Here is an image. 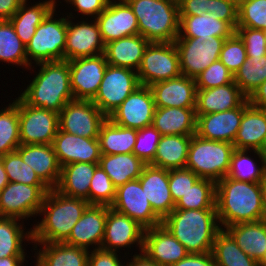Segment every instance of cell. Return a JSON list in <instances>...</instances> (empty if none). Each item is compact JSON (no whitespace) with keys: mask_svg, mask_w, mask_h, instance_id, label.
<instances>
[{"mask_svg":"<svg viewBox=\"0 0 266 266\" xmlns=\"http://www.w3.org/2000/svg\"><path fill=\"white\" fill-rule=\"evenodd\" d=\"M155 108L150 87L141 85L108 118L119 126L139 130L152 125Z\"/></svg>","mask_w":266,"mask_h":266,"instance_id":"e0dca14e","label":"cell"},{"mask_svg":"<svg viewBox=\"0 0 266 266\" xmlns=\"http://www.w3.org/2000/svg\"><path fill=\"white\" fill-rule=\"evenodd\" d=\"M52 10L37 27L34 35L26 46L28 63L64 60L66 46L67 17H57ZM32 60L34 62H32Z\"/></svg>","mask_w":266,"mask_h":266,"instance_id":"52a82bcc","label":"cell"},{"mask_svg":"<svg viewBox=\"0 0 266 266\" xmlns=\"http://www.w3.org/2000/svg\"><path fill=\"white\" fill-rule=\"evenodd\" d=\"M237 27L266 29V0H238Z\"/></svg>","mask_w":266,"mask_h":266,"instance_id":"7dc6e473","label":"cell"},{"mask_svg":"<svg viewBox=\"0 0 266 266\" xmlns=\"http://www.w3.org/2000/svg\"><path fill=\"white\" fill-rule=\"evenodd\" d=\"M25 257H4L0 258V266H24Z\"/></svg>","mask_w":266,"mask_h":266,"instance_id":"e7e4bbea","label":"cell"},{"mask_svg":"<svg viewBox=\"0 0 266 266\" xmlns=\"http://www.w3.org/2000/svg\"><path fill=\"white\" fill-rule=\"evenodd\" d=\"M234 150L232 143L192 135L185 168L193 171L199 178L218 182L227 176Z\"/></svg>","mask_w":266,"mask_h":266,"instance_id":"8992f818","label":"cell"},{"mask_svg":"<svg viewBox=\"0 0 266 266\" xmlns=\"http://www.w3.org/2000/svg\"><path fill=\"white\" fill-rule=\"evenodd\" d=\"M98 163L75 162L61 167L60 178L54 188L62 195L84 199L89 203V187Z\"/></svg>","mask_w":266,"mask_h":266,"instance_id":"f546056e","label":"cell"},{"mask_svg":"<svg viewBox=\"0 0 266 266\" xmlns=\"http://www.w3.org/2000/svg\"><path fill=\"white\" fill-rule=\"evenodd\" d=\"M136 129L125 128L112 122L109 118L102 124L98 140L101 154H129L133 152L136 139Z\"/></svg>","mask_w":266,"mask_h":266,"instance_id":"74e56055","label":"cell"},{"mask_svg":"<svg viewBox=\"0 0 266 266\" xmlns=\"http://www.w3.org/2000/svg\"><path fill=\"white\" fill-rule=\"evenodd\" d=\"M98 165L107 173L117 188L130 180L138 179L146 164L134 153H121L102 154Z\"/></svg>","mask_w":266,"mask_h":266,"instance_id":"e575fe53","label":"cell"},{"mask_svg":"<svg viewBox=\"0 0 266 266\" xmlns=\"http://www.w3.org/2000/svg\"><path fill=\"white\" fill-rule=\"evenodd\" d=\"M197 89H209L234 82V74L220 61H214L196 78Z\"/></svg>","mask_w":266,"mask_h":266,"instance_id":"816d5d0a","label":"cell"},{"mask_svg":"<svg viewBox=\"0 0 266 266\" xmlns=\"http://www.w3.org/2000/svg\"><path fill=\"white\" fill-rule=\"evenodd\" d=\"M247 59L244 42L239 35L234 32L224 41L220 52L219 60L233 73L242 66Z\"/></svg>","mask_w":266,"mask_h":266,"instance_id":"f907efd6","label":"cell"},{"mask_svg":"<svg viewBox=\"0 0 266 266\" xmlns=\"http://www.w3.org/2000/svg\"><path fill=\"white\" fill-rule=\"evenodd\" d=\"M15 151L50 189L57 186L61 167L52 144H20Z\"/></svg>","mask_w":266,"mask_h":266,"instance_id":"484cf974","label":"cell"},{"mask_svg":"<svg viewBox=\"0 0 266 266\" xmlns=\"http://www.w3.org/2000/svg\"><path fill=\"white\" fill-rule=\"evenodd\" d=\"M137 74L143 86L179 77V55L174 42H150L144 51Z\"/></svg>","mask_w":266,"mask_h":266,"instance_id":"ba28073f","label":"cell"},{"mask_svg":"<svg viewBox=\"0 0 266 266\" xmlns=\"http://www.w3.org/2000/svg\"><path fill=\"white\" fill-rule=\"evenodd\" d=\"M266 81V55L247 57L234 74V82L248 98L254 90Z\"/></svg>","mask_w":266,"mask_h":266,"instance_id":"f6af8a7d","label":"cell"},{"mask_svg":"<svg viewBox=\"0 0 266 266\" xmlns=\"http://www.w3.org/2000/svg\"><path fill=\"white\" fill-rule=\"evenodd\" d=\"M137 17L139 34L149 42H174L179 35L177 0H125Z\"/></svg>","mask_w":266,"mask_h":266,"instance_id":"5b68a950","label":"cell"},{"mask_svg":"<svg viewBox=\"0 0 266 266\" xmlns=\"http://www.w3.org/2000/svg\"><path fill=\"white\" fill-rule=\"evenodd\" d=\"M1 158L9 182L24 183L26 185H46L16 151L7 153Z\"/></svg>","mask_w":266,"mask_h":266,"instance_id":"bcb514c9","label":"cell"},{"mask_svg":"<svg viewBox=\"0 0 266 266\" xmlns=\"http://www.w3.org/2000/svg\"><path fill=\"white\" fill-rule=\"evenodd\" d=\"M119 252L107 251L101 248L89 251L88 266H125L119 257ZM122 260V261H120Z\"/></svg>","mask_w":266,"mask_h":266,"instance_id":"9f6ffc18","label":"cell"},{"mask_svg":"<svg viewBox=\"0 0 266 266\" xmlns=\"http://www.w3.org/2000/svg\"><path fill=\"white\" fill-rule=\"evenodd\" d=\"M259 266H266V250L262 258L258 261Z\"/></svg>","mask_w":266,"mask_h":266,"instance_id":"a7ac6f4b","label":"cell"},{"mask_svg":"<svg viewBox=\"0 0 266 266\" xmlns=\"http://www.w3.org/2000/svg\"><path fill=\"white\" fill-rule=\"evenodd\" d=\"M0 110V157L20 146L18 98Z\"/></svg>","mask_w":266,"mask_h":266,"instance_id":"ee69618b","label":"cell"},{"mask_svg":"<svg viewBox=\"0 0 266 266\" xmlns=\"http://www.w3.org/2000/svg\"><path fill=\"white\" fill-rule=\"evenodd\" d=\"M109 0H73L70 5L75 12H79L82 17L87 16L95 19L108 5ZM84 15V16H83Z\"/></svg>","mask_w":266,"mask_h":266,"instance_id":"6f0895ef","label":"cell"},{"mask_svg":"<svg viewBox=\"0 0 266 266\" xmlns=\"http://www.w3.org/2000/svg\"><path fill=\"white\" fill-rule=\"evenodd\" d=\"M142 253L159 266H171L189 254L162 224L144 231Z\"/></svg>","mask_w":266,"mask_h":266,"instance_id":"7402d4cb","label":"cell"},{"mask_svg":"<svg viewBox=\"0 0 266 266\" xmlns=\"http://www.w3.org/2000/svg\"><path fill=\"white\" fill-rule=\"evenodd\" d=\"M235 32L244 42L247 57L266 55V37L263 30L236 27Z\"/></svg>","mask_w":266,"mask_h":266,"instance_id":"db71d44e","label":"cell"},{"mask_svg":"<svg viewBox=\"0 0 266 266\" xmlns=\"http://www.w3.org/2000/svg\"><path fill=\"white\" fill-rule=\"evenodd\" d=\"M261 184H262V188H263L264 206H265V210H266V173H265L264 179H263Z\"/></svg>","mask_w":266,"mask_h":266,"instance_id":"003e7915","label":"cell"},{"mask_svg":"<svg viewBox=\"0 0 266 266\" xmlns=\"http://www.w3.org/2000/svg\"><path fill=\"white\" fill-rule=\"evenodd\" d=\"M216 210L221 229L266 219L262 184L222 178L216 182Z\"/></svg>","mask_w":266,"mask_h":266,"instance_id":"6da1fadb","label":"cell"},{"mask_svg":"<svg viewBox=\"0 0 266 266\" xmlns=\"http://www.w3.org/2000/svg\"><path fill=\"white\" fill-rule=\"evenodd\" d=\"M95 20L104 44L139 34L137 17L125 0H109Z\"/></svg>","mask_w":266,"mask_h":266,"instance_id":"d6986e66","label":"cell"},{"mask_svg":"<svg viewBox=\"0 0 266 266\" xmlns=\"http://www.w3.org/2000/svg\"><path fill=\"white\" fill-rule=\"evenodd\" d=\"M192 135H161L151 165L163 169L185 168Z\"/></svg>","mask_w":266,"mask_h":266,"instance_id":"d590c367","label":"cell"},{"mask_svg":"<svg viewBox=\"0 0 266 266\" xmlns=\"http://www.w3.org/2000/svg\"><path fill=\"white\" fill-rule=\"evenodd\" d=\"M246 99L235 82L215 88L197 89L196 116L237 108Z\"/></svg>","mask_w":266,"mask_h":266,"instance_id":"83f0119b","label":"cell"},{"mask_svg":"<svg viewBox=\"0 0 266 266\" xmlns=\"http://www.w3.org/2000/svg\"><path fill=\"white\" fill-rule=\"evenodd\" d=\"M9 183L8 176L4 169L2 158L0 157V191Z\"/></svg>","mask_w":266,"mask_h":266,"instance_id":"03108f58","label":"cell"},{"mask_svg":"<svg viewBox=\"0 0 266 266\" xmlns=\"http://www.w3.org/2000/svg\"><path fill=\"white\" fill-rule=\"evenodd\" d=\"M225 38L208 36L198 38H176L181 75L196 78L214 61L219 60Z\"/></svg>","mask_w":266,"mask_h":266,"instance_id":"9c48e42d","label":"cell"},{"mask_svg":"<svg viewBox=\"0 0 266 266\" xmlns=\"http://www.w3.org/2000/svg\"><path fill=\"white\" fill-rule=\"evenodd\" d=\"M140 184L153 211L163 220L175 208L169 189V170L146 164Z\"/></svg>","mask_w":266,"mask_h":266,"instance_id":"cb8c5ba5","label":"cell"},{"mask_svg":"<svg viewBox=\"0 0 266 266\" xmlns=\"http://www.w3.org/2000/svg\"><path fill=\"white\" fill-rule=\"evenodd\" d=\"M262 152H263L264 157L266 158V145Z\"/></svg>","mask_w":266,"mask_h":266,"instance_id":"2644e50d","label":"cell"},{"mask_svg":"<svg viewBox=\"0 0 266 266\" xmlns=\"http://www.w3.org/2000/svg\"><path fill=\"white\" fill-rule=\"evenodd\" d=\"M130 258V262H128L125 266H159L153 260H150L145 254L140 252L139 254H135Z\"/></svg>","mask_w":266,"mask_h":266,"instance_id":"be15d7a7","label":"cell"},{"mask_svg":"<svg viewBox=\"0 0 266 266\" xmlns=\"http://www.w3.org/2000/svg\"><path fill=\"white\" fill-rule=\"evenodd\" d=\"M199 179V177L187 168L169 170V189L171 197L176 203Z\"/></svg>","mask_w":266,"mask_h":266,"instance_id":"f5cc1de1","label":"cell"},{"mask_svg":"<svg viewBox=\"0 0 266 266\" xmlns=\"http://www.w3.org/2000/svg\"><path fill=\"white\" fill-rule=\"evenodd\" d=\"M21 144H52L59 129V113L33 107L18 96Z\"/></svg>","mask_w":266,"mask_h":266,"instance_id":"7c38bea8","label":"cell"},{"mask_svg":"<svg viewBox=\"0 0 266 266\" xmlns=\"http://www.w3.org/2000/svg\"><path fill=\"white\" fill-rule=\"evenodd\" d=\"M179 35L177 38L220 37L229 38L235 30L223 20L216 19L213 13L200 16H179Z\"/></svg>","mask_w":266,"mask_h":266,"instance_id":"d6a6232c","label":"cell"},{"mask_svg":"<svg viewBox=\"0 0 266 266\" xmlns=\"http://www.w3.org/2000/svg\"><path fill=\"white\" fill-rule=\"evenodd\" d=\"M34 245L33 250H38V246L40 247L34 254L37 258L35 266H88L90 250L64 242L34 243Z\"/></svg>","mask_w":266,"mask_h":266,"instance_id":"4dcf8cb0","label":"cell"},{"mask_svg":"<svg viewBox=\"0 0 266 266\" xmlns=\"http://www.w3.org/2000/svg\"><path fill=\"white\" fill-rule=\"evenodd\" d=\"M18 221L21 220L0 217V258L25 257L27 254L23 242H32V228L24 231V224Z\"/></svg>","mask_w":266,"mask_h":266,"instance_id":"ab89813d","label":"cell"},{"mask_svg":"<svg viewBox=\"0 0 266 266\" xmlns=\"http://www.w3.org/2000/svg\"><path fill=\"white\" fill-rule=\"evenodd\" d=\"M149 43L140 34L122 37L105 44L103 54L109 65L129 68L137 72Z\"/></svg>","mask_w":266,"mask_h":266,"instance_id":"f1b7e54d","label":"cell"},{"mask_svg":"<svg viewBox=\"0 0 266 266\" xmlns=\"http://www.w3.org/2000/svg\"><path fill=\"white\" fill-rule=\"evenodd\" d=\"M69 13L67 15L66 46L64 50V60L70 61L81 57H94L104 53L105 44L101 37L98 24L95 19L88 22L89 18L76 23L72 19L75 17ZM70 19V20H69Z\"/></svg>","mask_w":266,"mask_h":266,"instance_id":"9a60e30c","label":"cell"},{"mask_svg":"<svg viewBox=\"0 0 266 266\" xmlns=\"http://www.w3.org/2000/svg\"><path fill=\"white\" fill-rule=\"evenodd\" d=\"M107 206L89 204L64 243L89 250L99 249L105 233ZM96 247H93V246Z\"/></svg>","mask_w":266,"mask_h":266,"instance_id":"ffe728a7","label":"cell"},{"mask_svg":"<svg viewBox=\"0 0 266 266\" xmlns=\"http://www.w3.org/2000/svg\"><path fill=\"white\" fill-rule=\"evenodd\" d=\"M237 0H209V13L216 19L226 21L234 30L238 24Z\"/></svg>","mask_w":266,"mask_h":266,"instance_id":"11a10c76","label":"cell"},{"mask_svg":"<svg viewBox=\"0 0 266 266\" xmlns=\"http://www.w3.org/2000/svg\"><path fill=\"white\" fill-rule=\"evenodd\" d=\"M179 16H200L209 13V0H177Z\"/></svg>","mask_w":266,"mask_h":266,"instance_id":"680465c9","label":"cell"},{"mask_svg":"<svg viewBox=\"0 0 266 266\" xmlns=\"http://www.w3.org/2000/svg\"><path fill=\"white\" fill-rule=\"evenodd\" d=\"M69 62L74 100H93L97 95L108 63L105 55L76 58Z\"/></svg>","mask_w":266,"mask_h":266,"instance_id":"2e32d148","label":"cell"},{"mask_svg":"<svg viewBox=\"0 0 266 266\" xmlns=\"http://www.w3.org/2000/svg\"><path fill=\"white\" fill-rule=\"evenodd\" d=\"M195 108L156 107L152 125L161 135H195Z\"/></svg>","mask_w":266,"mask_h":266,"instance_id":"1f68e13d","label":"cell"},{"mask_svg":"<svg viewBox=\"0 0 266 266\" xmlns=\"http://www.w3.org/2000/svg\"><path fill=\"white\" fill-rule=\"evenodd\" d=\"M171 266H217L212 252L204 254L189 253L185 258Z\"/></svg>","mask_w":266,"mask_h":266,"instance_id":"91938a15","label":"cell"},{"mask_svg":"<svg viewBox=\"0 0 266 266\" xmlns=\"http://www.w3.org/2000/svg\"><path fill=\"white\" fill-rule=\"evenodd\" d=\"M244 112V102L237 108L197 116L196 135L221 142H234Z\"/></svg>","mask_w":266,"mask_h":266,"instance_id":"603a6c76","label":"cell"},{"mask_svg":"<svg viewBox=\"0 0 266 266\" xmlns=\"http://www.w3.org/2000/svg\"><path fill=\"white\" fill-rule=\"evenodd\" d=\"M52 147L60 167L75 162L99 163L101 158L98 138H84L58 129Z\"/></svg>","mask_w":266,"mask_h":266,"instance_id":"44dd1931","label":"cell"},{"mask_svg":"<svg viewBox=\"0 0 266 266\" xmlns=\"http://www.w3.org/2000/svg\"><path fill=\"white\" fill-rule=\"evenodd\" d=\"M67 4H70L73 0H65ZM53 10H56L57 2L56 0H50Z\"/></svg>","mask_w":266,"mask_h":266,"instance_id":"89a4df30","label":"cell"},{"mask_svg":"<svg viewBox=\"0 0 266 266\" xmlns=\"http://www.w3.org/2000/svg\"><path fill=\"white\" fill-rule=\"evenodd\" d=\"M145 229L129 216L107 206V219L101 249L119 252V249L135 245L143 250Z\"/></svg>","mask_w":266,"mask_h":266,"instance_id":"ac0fdd59","label":"cell"},{"mask_svg":"<svg viewBox=\"0 0 266 266\" xmlns=\"http://www.w3.org/2000/svg\"><path fill=\"white\" fill-rule=\"evenodd\" d=\"M106 119L91 100H72L59 112V129L84 138H98Z\"/></svg>","mask_w":266,"mask_h":266,"instance_id":"4fadbf2b","label":"cell"},{"mask_svg":"<svg viewBox=\"0 0 266 266\" xmlns=\"http://www.w3.org/2000/svg\"><path fill=\"white\" fill-rule=\"evenodd\" d=\"M155 107H196V81L185 75L160 81L149 86Z\"/></svg>","mask_w":266,"mask_h":266,"instance_id":"d4e9b609","label":"cell"},{"mask_svg":"<svg viewBox=\"0 0 266 266\" xmlns=\"http://www.w3.org/2000/svg\"><path fill=\"white\" fill-rule=\"evenodd\" d=\"M0 61L33 69L27 60L26 46L9 20H0Z\"/></svg>","mask_w":266,"mask_h":266,"instance_id":"b9f144b4","label":"cell"},{"mask_svg":"<svg viewBox=\"0 0 266 266\" xmlns=\"http://www.w3.org/2000/svg\"><path fill=\"white\" fill-rule=\"evenodd\" d=\"M40 70L32 82L19 95L27 104L55 111L74 100L71 90L70 69L67 60L40 62L35 64Z\"/></svg>","mask_w":266,"mask_h":266,"instance_id":"277c9868","label":"cell"},{"mask_svg":"<svg viewBox=\"0 0 266 266\" xmlns=\"http://www.w3.org/2000/svg\"><path fill=\"white\" fill-rule=\"evenodd\" d=\"M216 209H174L162 225L188 253L212 252L215 236L221 230Z\"/></svg>","mask_w":266,"mask_h":266,"instance_id":"3957f363","label":"cell"},{"mask_svg":"<svg viewBox=\"0 0 266 266\" xmlns=\"http://www.w3.org/2000/svg\"><path fill=\"white\" fill-rule=\"evenodd\" d=\"M116 195V187L107 173L98 166L89 187V204L111 206Z\"/></svg>","mask_w":266,"mask_h":266,"instance_id":"c3c4849f","label":"cell"},{"mask_svg":"<svg viewBox=\"0 0 266 266\" xmlns=\"http://www.w3.org/2000/svg\"><path fill=\"white\" fill-rule=\"evenodd\" d=\"M53 10L50 0L37 2L32 6L24 0L16 13L9 19L14 27L15 33L22 43L27 46L37 27Z\"/></svg>","mask_w":266,"mask_h":266,"instance_id":"8d00e7d4","label":"cell"},{"mask_svg":"<svg viewBox=\"0 0 266 266\" xmlns=\"http://www.w3.org/2000/svg\"><path fill=\"white\" fill-rule=\"evenodd\" d=\"M89 203L62 195L55 189L46 194L39 215L42 221L33 225L32 243L64 242Z\"/></svg>","mask_w":266,"mask_h":266,"instance_id":"7a4b0ae2","label":"cell"},{"mask_svg":"<svg viewBox=\"0 0 266 266\" xmlns=\"http://www.w3.org/2000/svg\"><path fill=\"white\" fill-rule=\"evenodd\" d=\"M247 99L252 106L266 110V81L257 87Z\"/></svg>","mask_w":266,"mask_h":266,"instance_id":"6125c7cd","label":"cell"},{"mask_svg":"<svg viewBox=\"0 0 266 266\" xmlns=\"http://www.w3.org/2000/svg\"><path fill=\"white\" fill-rule=\"evenodd\" d=\"M49 191L50 188L47 185L9 182L0 191V217L23 221V219L38 216Z\"/></svg>","mask_w":266,"mask_h":266,"instance_id":"30bf717a","label":"cell"},{"mask_svg":"<svg viewBox=\"0 0 266 266\" xmlns=\"http://www.w3.org/2000/svg\"><path fill=\"white\" fill-rule=\"evenodd\" d=\"M237 245L257 262L266 250V219L230 225L225 229Z\"/></svg>","mask_w":266,"mask_h":266,"instance_id":"836d02e7","label":"cell"},{"mask_svg":"<svg viewBox=\"0 0 266 266\" xmlns=\"http://www.w3.org/2000/svg\"><path fill=\"white\" fill-rule=\"evenodd\" d=\"M174 209H216V182L199 178L175 203Z\"/></svg>","mask_w":266,"mask_h":266,"instance_id":"7bdbcfd3","label":"cell"},{"mask_svg":"<svg viewBox=\"0 0 266 266\" xmlns=\"http://www.w3.org/2000/svg\"><path fill=\"white\" fill-rule=\"evenodd\" d=\"M236 149L263 151L266 145V110L244 101L243 117L234 139Z\"/></svg>","mask_w":266,"mask_h":266,"instance_id":"4316f807","label":"cell"},{"mask_svg":"<svg viewBox=\"0 0 266 266\" xmlns=\"http://www.w3.org/2000/svg\"><path fill=\"white\" fill-rule=\"evenodd\" d=\"M24 0H0V20H9Z\"/></svg>","mask_w":266,"mask_h":266,"instance_id":"94428289","label":"cell"},{"mask_svg":"<svg viewBox=\"0 0 266 266\" xmlns=\"http://www.w3.org/2000/svg\"><path fill=\"white\" fill-rule=\"evenodd\" d=\"M212 254L217 266H259L255 259L241 250L225 229L215 236Z\"/></svg>","mask_w":266,"mask_h":266,"instance_id":"60d3db41","label":"cell"},{"mask_svg":"<svg viewBox=\"0 0 266 266\" xmlns=\"http://www.w3.org/2000/svg\"><path fill=\"white\" fill-rule=\"evenodd\" d=\"M110 207L129 216L145 230L162 223V219L153 211L147 200L139 178L117 187L114 202Z\"/></svg>","mask_w":266,"mask_h":266,"instance_id":"5bb4252c","label":"cell"},{"mask_svg":"<svg viewBox=\"0 0 266 266\" xmlns=\"http://www.w3.org/2000/svg\"><path fill=\"white\" fill-rule=\"evenodd\" d=\"M139 86L141 84L136 71L108 64L92 102L108 118Z\"/></svg>","mask_w":266,"mask_h":266,"instance_id":"8fae6325","label":"cell"},{"mask_svg":"<svg viewBox=\"0 0 266 266\" xmlns=\"http://www.w3.org/2000/svg\"><path fill=\"white\" fill-rule=\"evenodd\" d=\"M252 150L236 149L233 151L230 161V168L227 177L237 181L262 183L266 173V158L262 151L253 150L259 160H261V167L254 162V158L249 157ZM249 152V153H248Z\"/></svg>","mask_w":266,"mask_h":266,"instance_id":"f35d334b","label":"cell"},{"mask_svg":"<svg viewBox=\"0 0 266 266\" xmlns=\"http://www.w3.org/2000/svg\"><path fill=\"white\" fill-rule=\"evenodd\" d=\"M160 138V132L153 125L139 129L132 153L145 164H151L155 158Z\"/></svg>","mask_w":266,"mask_h":266,"instance_id":"681fc988","label":"cell"}]
</instances>
